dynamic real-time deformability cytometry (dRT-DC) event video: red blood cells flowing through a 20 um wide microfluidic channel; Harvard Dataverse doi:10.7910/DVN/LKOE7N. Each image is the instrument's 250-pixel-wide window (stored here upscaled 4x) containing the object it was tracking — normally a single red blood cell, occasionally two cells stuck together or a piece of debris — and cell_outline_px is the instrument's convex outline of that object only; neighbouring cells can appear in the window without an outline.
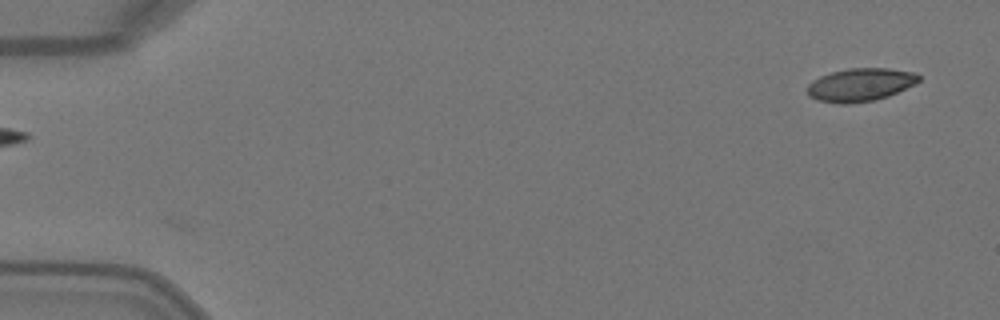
{"species": "Egyptian fruit bat (a non-hibernating species)", "species_latin": "Rousettus aegyptiacus", "temperature_condition": "warm", "stored_images_in_passage": 43, "camera_frame_rate_fps": 3000, "um_per_image_px": 0.085, "animal": {"sex": "female"}, "frame": {"image": 1, "passage_image": 1, "time_ms": 0.0, "image_size_px": [1000, 320], "cell_outline_px": [[920, 80], [916, 84], [888, 96], [876, 100], [848, 104], [840, 104], [816, 100], [808, 96], [808, 84], [812, 80], [820, 76], [832, 72], [848, 68], [888, 68], [916, 72], [920, 76]], "centroid_in_image_um": [73.14, 7.2], "position_along_channel_um": 11.9, "area_um2": 21.73}}
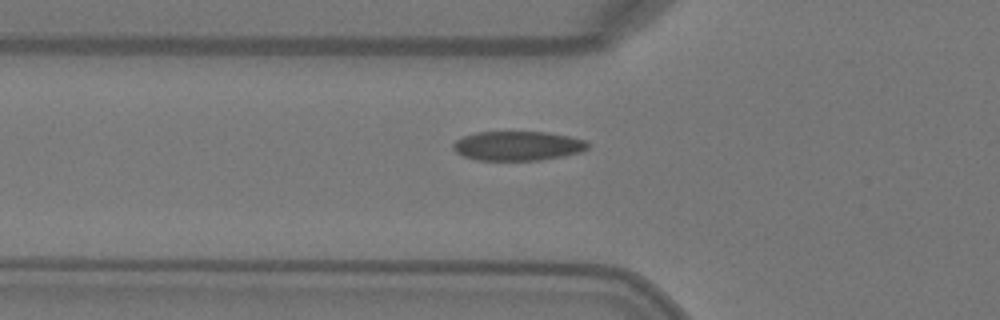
{"frame": {"image": 2, "passage_image": 16, "time_ms": 5.0, "image_size_px": [1000, 320], "cell_outline_px": [[588, 148], [580, 152], [564, 156], [540, 160], [476, 160], [464, 156], [456, 152], [452, 148], [452, 144], [456, 140], [464, 136], [476, 132], [548, 132], [568, 136], [584, 140], [588, 144]], "centroid_in_image_um": [43.98, 12.4], "position_along_channel_um": 81.8, "area_um2": 23.0}}
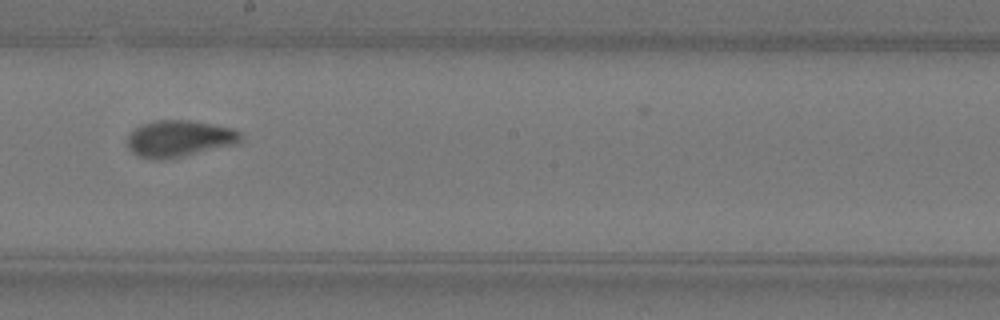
{"frame": {"image": 3, "passage_image": 27, "time_ms": 8.667, "image_size_px": [1000, 320], "cell_outline_px": [[244, 136], [236, 144], [164, 160], [152, 160], [140, 156], [132, 152], [128, 148], [128, 136], [136, 128], [144, 124], [156, 120], [188, 120], [212, 124], [232, 128], [240, 132]], "centroid_in_image_um": [15.24, 11.79], "position_along_channel_um": 233.0, "area_um2": 23.99}, "authors_computed_cell_mechanics": {"area_um2": 23.2356, "velocity_mm_per_s": 4.1074, "shape_relaxation_time_tau1_ms": 4.1744, "shape_relaxation_time_tau2_ms": null, "deformation_change_tau1": 0.1703, "deformation_change_tau2": null}}